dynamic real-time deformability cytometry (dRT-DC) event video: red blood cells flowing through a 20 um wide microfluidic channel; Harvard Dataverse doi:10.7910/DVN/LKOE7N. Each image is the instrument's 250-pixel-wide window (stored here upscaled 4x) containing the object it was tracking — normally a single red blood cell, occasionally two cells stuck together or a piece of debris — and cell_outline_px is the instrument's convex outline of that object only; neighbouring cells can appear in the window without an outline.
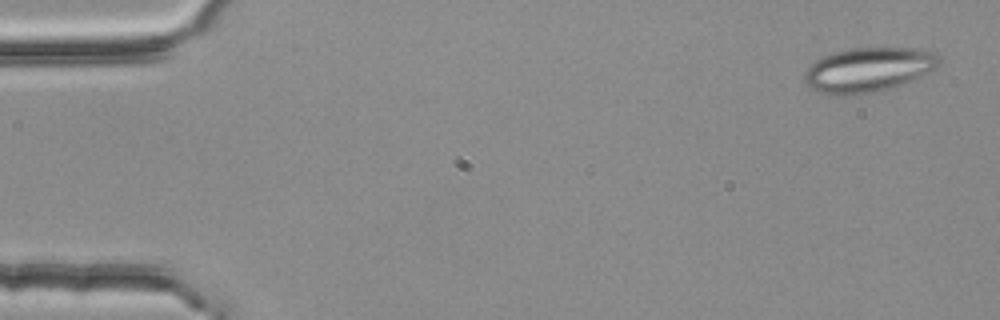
{"species": "common noctule bat (a hibernating species)", "species_latin": "Nyctalus noctula", "temperature_condition": "room temperature", "stored_images_in_passage": 4, "camera_frame_rate_fps": 3000, "um_per_image_px": 0.085, "animal": {"sex": "female", "body_mass_g": 25.1}, "frame": {"image": 1, "passage_image": 1, "time_ms": 0.0, "image_size_px": [1000, 320], "cell_outline_px": [[940, 64], [936, 68], [904, 84], [892, 88], [856, 96], [820, 92], [804, 84], [804, 72], [816, 60], [824, 56], [836, 52], [852, 48], [924, 48], [936, 52], [940, 56]], "centroid_in_image_um": [73.86, 5.92], "position_along_channel_um": 11.1, "area_um2": 35.08}}